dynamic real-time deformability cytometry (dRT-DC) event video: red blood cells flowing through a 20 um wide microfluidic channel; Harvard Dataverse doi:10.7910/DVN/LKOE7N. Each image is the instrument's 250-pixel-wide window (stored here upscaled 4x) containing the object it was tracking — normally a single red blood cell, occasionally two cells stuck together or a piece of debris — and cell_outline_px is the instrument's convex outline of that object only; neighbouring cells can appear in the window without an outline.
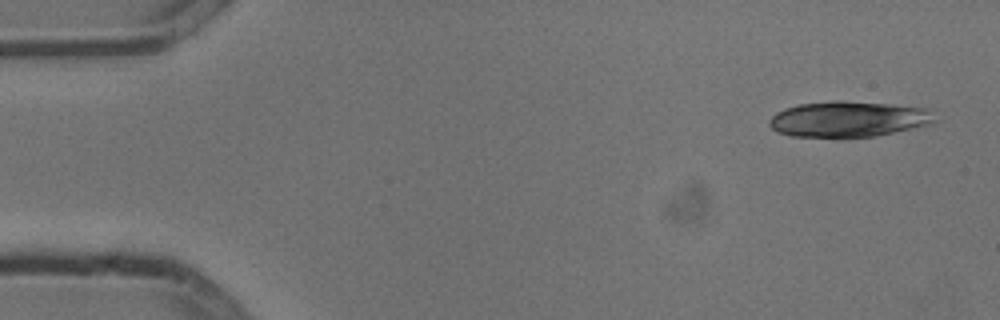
{"species": "common noctule bat (a hibernating species)", "species_latin": "Nyctalus noctula", "temperature_condition": "cold", "stored_images_in_passage": 5, "segment_of_instrument_passage": [2, 2], "camera_frame_rate_fps": 3000, "um_per_image_px": 0.085, "animal": {"sex": "male", "body_mass_g": 13.3}, "frame": {"image": 1, "passage_image": 5, "time_ms": 1.333, "image_size_px": [1000, 320], "cell_outline_px": [[936, 120], [932, 124], [876, 136], [792, 136], [776, 132], [768, 124], [768, 120], [776, 112], [784, 108], [800, 104], [836, 100], [840, 100], [892, 104], [928, 108]], "centroid_in_image_um": [72.11, 10.11], "position_along_channel_um": 12.9, "area_um2": 34.33}}